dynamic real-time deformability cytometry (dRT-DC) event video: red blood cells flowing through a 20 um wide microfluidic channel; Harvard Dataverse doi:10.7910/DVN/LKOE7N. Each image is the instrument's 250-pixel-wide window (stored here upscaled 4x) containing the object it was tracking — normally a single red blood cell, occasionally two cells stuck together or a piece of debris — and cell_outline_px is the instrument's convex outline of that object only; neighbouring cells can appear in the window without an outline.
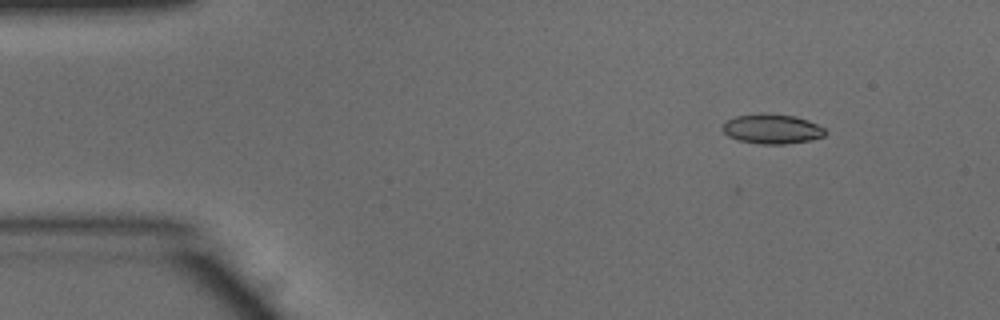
{"species": "common noctule bat (a hibernating species)", "species_latin": "Nyctalus noctula", "temperature_condition": "warm", "stored_images_in_passage": 46, "camera_frame_rate_fps": 3000, "um_per_image_px": 0.085, "animal": {"sex": "male", "body_mass_g": 15.6}, "frame": {"image": 1, "passage_image": 1, "time_ms": 0.0, "image_size_px": [1000, 320], "cell_outline_px": [[828, 132], [824, 136], [808, 140], [784, 144], [760, 144], [736, 140], [728, 136], [724, 132], [724, 124], [728, 120], [736, 116], [760, 112], [764, 112], [796, 116], [808, 120], [824, 128]], "centroid_in_image_um": [65.63, 10.94], "position_along_channel_um": 19.4, "area_um2": 17.86}}
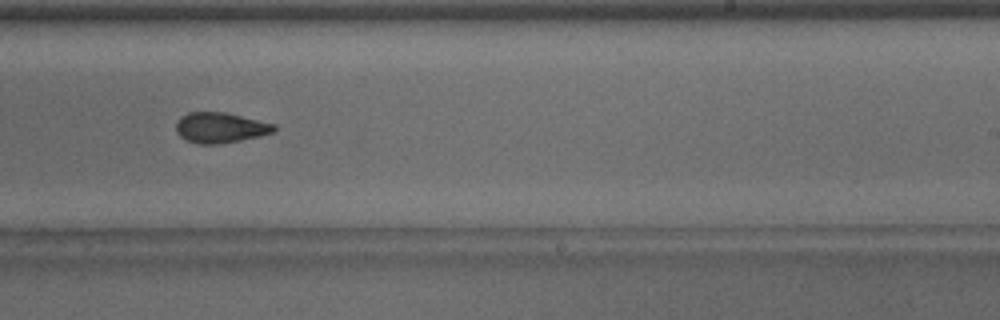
{"frame": {"image": 2, "passage_image": 26, "time_ms": 8.333, "image_size_px": [1000, 320], "cell_outline_px": [[276, 132], [240, 140], [216, 144], [196, 144], [184, 140], [176, 132], [176, 124], [180, 116], [188, 112], [224, 112], [276, 124]], "centroid_in_image_um": [18.7, 10.85], "position_along_channel_um": 270.3, "area_um2": 17.46}}
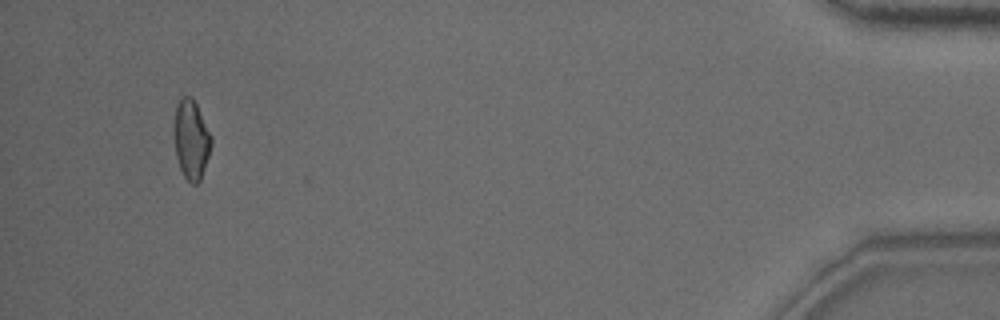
{"frame": {"image": 3, "passage_image": 43, "time_ms": 14.0, "image_size_px": [1000, 320], "cell_outline_px": [[212, 144], [200, 180], [196, 184], [192, 184], [184, 176], [180, 168], [176, 156], [172, 132], [172, 128], [176, 104], [180, 96], [192, 96], [212, 136]], "centroid_in_image_um": [16.22, 11.81], "position_along_channel_um": 419.0, "area_um2": 17.51}, "authors_computed_cell_mechanics": {"area_um2": 17.5423, "velocity_mm_per_s": 3.9838, "shape_relaxation_time_tau1_ms": 9.5766, "shape_relaxation_time_tau2_ms": 1.9961, "deformation_change_tau1": 0.2011, "deformation_change_tau2": 0.0805}}